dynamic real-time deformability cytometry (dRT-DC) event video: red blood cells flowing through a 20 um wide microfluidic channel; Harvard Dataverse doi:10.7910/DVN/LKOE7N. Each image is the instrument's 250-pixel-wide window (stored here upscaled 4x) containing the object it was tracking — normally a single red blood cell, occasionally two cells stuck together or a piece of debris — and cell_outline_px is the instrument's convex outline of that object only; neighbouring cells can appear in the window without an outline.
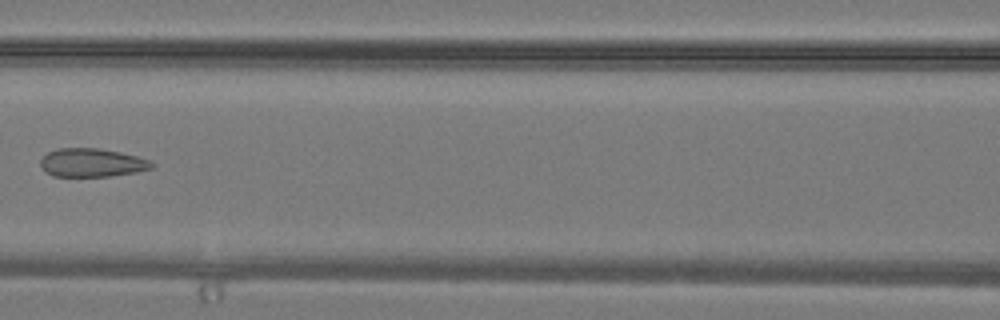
{"species": "common noctule bat (a hibernating species)", "species_latin": "Nyctalus noctula", "temperature_condition": "warm", "stored_images_in_passage": 26, "camera_frame_rate_fps": 3000, "um_per_image_px": 0.085, "animal": {"sex": "male", "body_mass_g": 19.2, "forearm_length_mm": 51.8}, "frame": {"image": 1, "passage_image": 7, "time_ms": 2.0, "image_size_px": [1000, 320], "cell_outline_px": [[156, 164], [152, 168], [136, 172], [108, 176], [52, 176], [44, 172], [40, 164], [40, 160], [48, 152], [60, 148], [100, 148], [120, 152], [136, 156], [148, 160]], "centroid_in_image_um": [7.79, 13.83], "position_along_channel_um": 158.8, "area_um2": 18.44}}
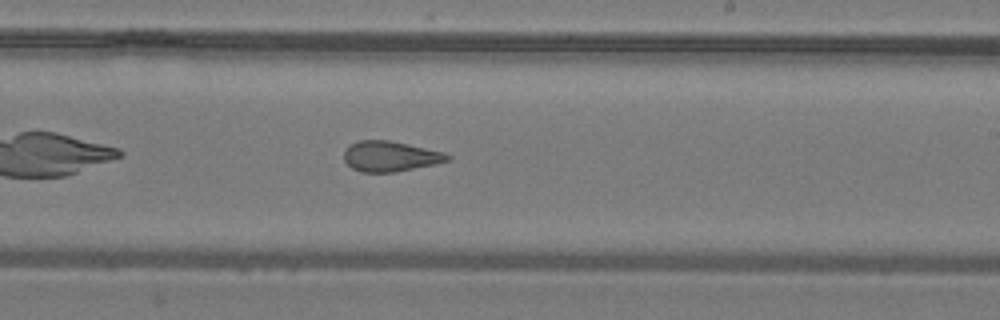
{"frame": {"image": 2, "passage_image": 12, "time_ms": 3.667, "image_size_px": [1000, 320], "cell_outline_px": [[452, 156], [448, 160], [432, 164], [396, 172], [360, 172], [352, 168], [344, 160], [344, 152], [352, 144], [360, 140], [388, 140], [408, 144], [444, 152]], "centroid_in_image_um": [33.16, 13.29], "position_along_channel_um": 255.8, "area_um2": 18.03}}
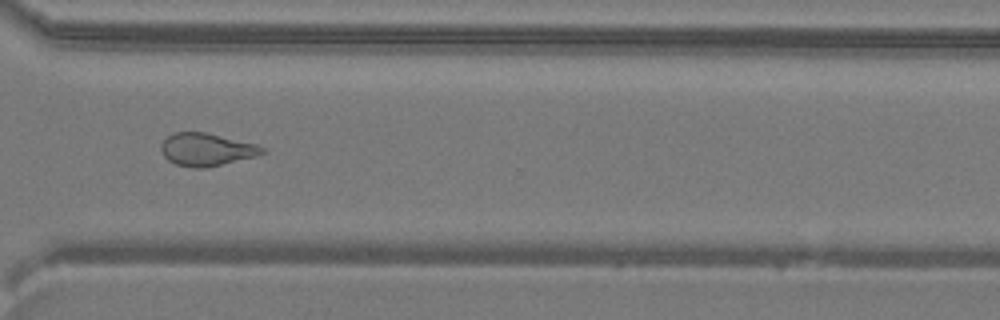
{"frame": {"image": 3, "passage_image": 17, "time_ms": 5.333, "image_size_px": [1000, 320], "cell_outline_px": [[264, 152], [256, 156], [204, 168], [192, 168], [176, 164], [168, 160], [164, 156], [160, 148], [160, 144], [172, 132], [204, 132], [256, 144], [264, 148]], "centroid_in_image_um": [17.5, 12.71], "position_along_channel_um": 353.1, "area_um2": 19.07}}